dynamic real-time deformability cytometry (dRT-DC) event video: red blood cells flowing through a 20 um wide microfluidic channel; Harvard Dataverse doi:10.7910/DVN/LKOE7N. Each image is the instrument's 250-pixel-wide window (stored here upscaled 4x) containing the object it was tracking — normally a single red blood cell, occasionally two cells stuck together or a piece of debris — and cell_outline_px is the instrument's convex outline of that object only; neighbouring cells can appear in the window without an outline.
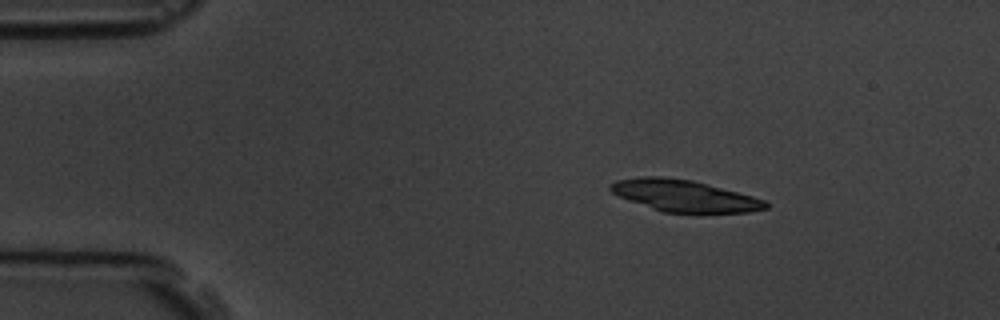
{"species": "common noctule bat (a hibernating species)", "species_latin": "Nyctalus noctula", "temperature_condition": "room temperature", "stored_images_in_passage": 4, "camera_frame_rate_fps": 3000, "um_per_image_px": 0.085, "animal": {"sex": "male", "body_mass_g": 19.5, "forearm_length_mm": 54.6}, "frame": {"image": 1, "passage_image": 2, "time_ms": 1.333, "image_size_px": [1000, 320], "cell_outline_px": [[768, 208], [748, 212], [664, 212], [628, 200], [612, 192], [608, 188], [608, 184], [616, 180], [640, 176], [664, 176], [692, 180], [708, 184], [752, 196], [764, 200], [768, 204]], "centroid_in_image_um": [58.12, 16.62], "position_along_channel_um": 26.9, "area_um2": 28.38}}